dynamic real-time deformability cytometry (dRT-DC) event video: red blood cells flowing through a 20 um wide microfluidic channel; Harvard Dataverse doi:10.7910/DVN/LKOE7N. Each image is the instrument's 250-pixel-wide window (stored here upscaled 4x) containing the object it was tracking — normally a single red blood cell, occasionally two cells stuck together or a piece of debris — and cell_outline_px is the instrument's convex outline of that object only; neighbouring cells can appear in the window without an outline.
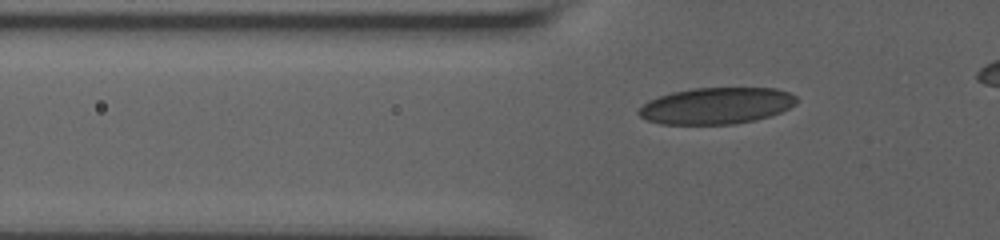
{"species": "human", "species_latin": "Homo sapiens", "temperature_condition": "room temperature", "stored_images_in_passage": 56, "camera_frame_rate_fps": 3000, "um_per_image_px": 0.085, "donor": {"sex": "male"}, "frame": {"image": 1, "passage_image": 2, "time_ms": 0.333, "image_size_px": [1000, 240], "cell_outline_px": [[796, 104], [780, 112], [756, 120], [732, 124], [660, 124], [648, 120], [640, 116], [636, 112], [648, 100], [672, 92], [692, 88], [776, 88], [788, 92], [796, 96]], "centroid_in_image_um": [60.88, 8.99], "position_along_channel_um": 64.9, "area_um2": 33.47}}
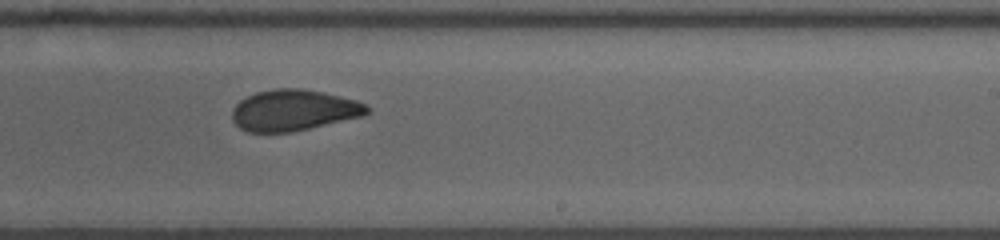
{"frame": {"image": 2, "passage_image": 34, "time_ms": 6.0, "image_size_px": [1000, 240], "cell_outline_px": [[368, 112], [364, 116], [292, 132], [248, 132], [240, 128], [232, 120], [232, 108], [240, 100], [256, 92], [276, 88], [300, 88], [340, 96], [356, 100], [368, 104]], "centroid_in_image_um": [24.95, 9.37], "position_along_channel_um": 264.0, "area_um2": 32.31}}
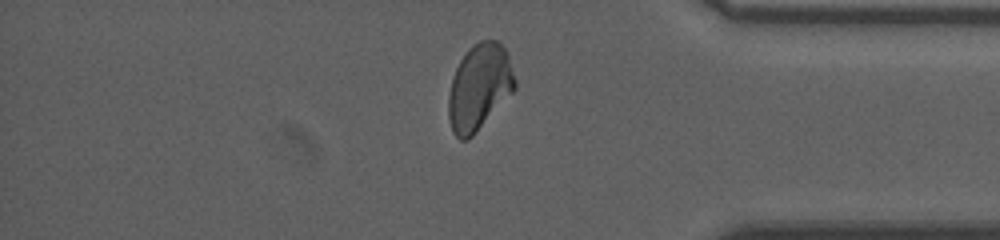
{"frame": {"image": 3, "passage_image": 51, "time_ms": 10.0, "image_size_px": [1000, 240], "cell_outline_px": [[516, 88], [472, 136], [468, 140], [460, 140], [452, 132], [448, 116], [448, 96], [452, 76], [460, 60], [468, 48], [472, 44], [480, 40], [500, 40], [508, 52], [516, 80]], "centroid_in_image_um": [40.74, 7.37], "position_along_channel_um": 394.5, "area_um2": 33.58}}